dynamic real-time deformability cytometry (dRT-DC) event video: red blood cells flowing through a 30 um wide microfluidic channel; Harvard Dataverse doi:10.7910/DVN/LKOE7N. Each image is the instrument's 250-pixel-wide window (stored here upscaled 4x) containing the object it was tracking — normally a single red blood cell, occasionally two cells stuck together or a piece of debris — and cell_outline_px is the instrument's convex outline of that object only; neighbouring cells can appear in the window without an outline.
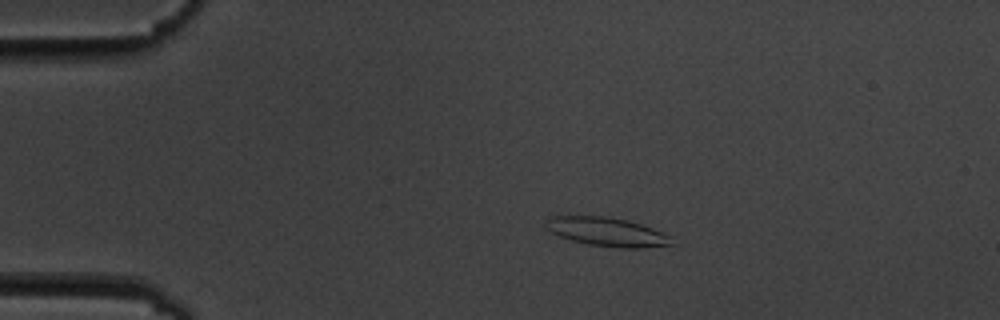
{"species": "common noctule bat (a hibernating species)", "species_latin": "Nyctalus noctula", "temperature_condition": "cold", "stored_images_in_passage": 10, "camera_frame_rate_fps": 3000, "um_per_image_px": 0.085, "animal": {"sex": "male", "body_mass_g": 19.5, "forearm_length_mm": 54.6}, "frame": {"image": 1, "passage_image": 4, "time_ms": 3.667, "image_size_px": [1000, 320], "cell_outline_px": [[672, 244], [644, 248], [620, 248], [588, 244], [572, 240], [560, 236], [544, 228], [548, 220], [552, 216], [608, 216], [628, 220], [652, 228], [672, 236]], "centroid_in_image_um": [51.61, 19.71], "position_along_channel_um": 33.4, "area_um2": 21.04}}
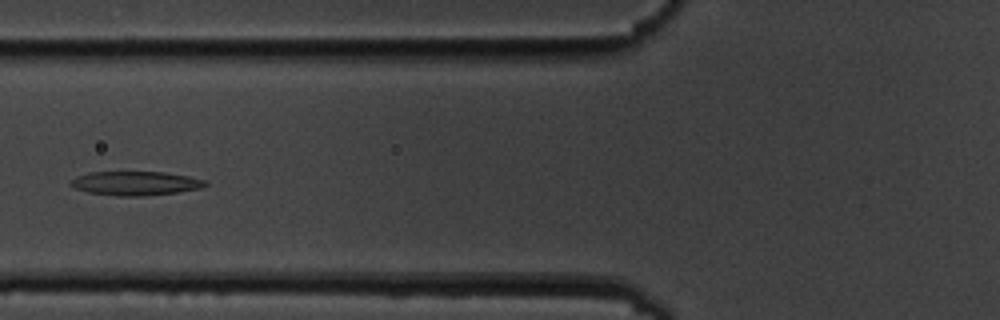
{"frame": {"image": 2, "passage_image": 7, "time_ms": 7.333, "image_size_px": [1000, 320], "cell_outline_px": [[208, 184], [200, 188], [176, 192], [144, 196], [116, 196], [88, 192], [76, 188], [68, 184], [76, 176], [88, 172], [164, 172], [188, 176], [204, 180]], "centroid_in_image_um": [11.48, 15.58], "position_along_channel_um": 114.3, "area_um2": 18.73}}
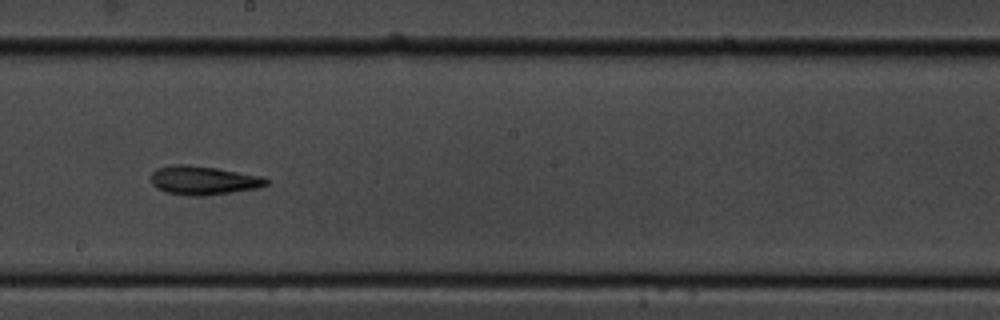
{"frame": {"image": 3, "passage_image": 10, "time_ms": 10.667, "image_size_px": [1000, 320], "cell_outline_px": [[268, 184], [260, 188], [204, 196], [188, 196], [168, 192], [156, 188], [152, 184], [152, 172], [156, 168], [176, 164], [180, 164], [216, 168], [260, 176], [268, 180]], "centroid_in_image_um": [17.28, 15.34], "position_along_channel_um": 230.9, "area_um2": 19.19}}